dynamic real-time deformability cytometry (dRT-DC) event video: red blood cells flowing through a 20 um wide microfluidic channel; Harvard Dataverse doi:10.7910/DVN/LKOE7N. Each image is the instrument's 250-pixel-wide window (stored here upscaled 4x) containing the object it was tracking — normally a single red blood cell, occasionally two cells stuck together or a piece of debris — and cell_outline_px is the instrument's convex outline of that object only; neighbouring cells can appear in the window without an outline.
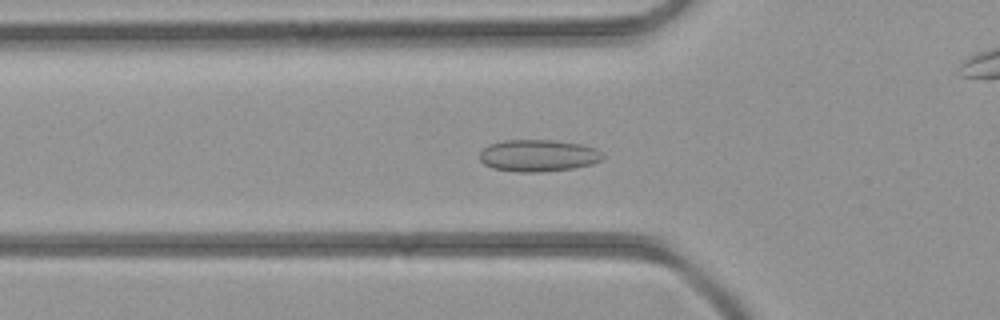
{"species": "common noctule bat (a hibernating species)", "species_latin": "Nyctalus noctula", "temperature_condition": "room temperature", "stored_images_in_passage": 43, "camera_frame_rate_fps": 3000, "um_per_image_px": 0.085, "animal": {"sex": "female", "body_mass_g": 21.9}, "frame": {"image": 1, "passage_image": 13, "time_ms": 4.0, "image_size_px": [1000, 320], "cell_outline_px": [[604, 156], [600, 160], [592, 164], [572, 168], [540, 172], [520, 172], [492, 168], [484, 164], [480, 160], [480, 152], [488, 144], [504, 140], [552, 140], [580, 144], [596, 148]], "centroid_in_image_um": [45.72, 13.22], "position_along_channel_um": 80.1, "area_um2": 22.83}}
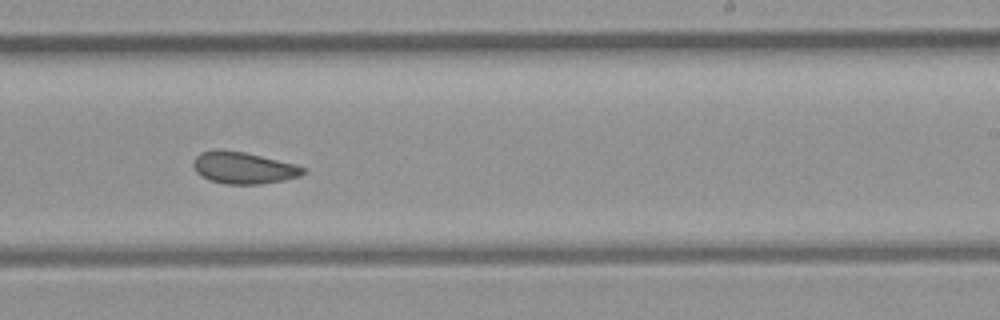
{"frame": {"image": 2, "passage_image": 25, "time_ms": 8.0, "image_size_px": [1000, 320], "cell_outline_px": [[304, 172], [300, 176], [284, 180], [260, 184], [224, 184], [208, 180], [200, 176], [196, 172], [192, 164], [196, 156], [200, 152], [220, 148], [244, 152], [296, 164], [304, 168]], "centroid_in_image_um": [20.64, 14.26], "position_along_channel_um": 268.4, "area_um2": 20.52}}
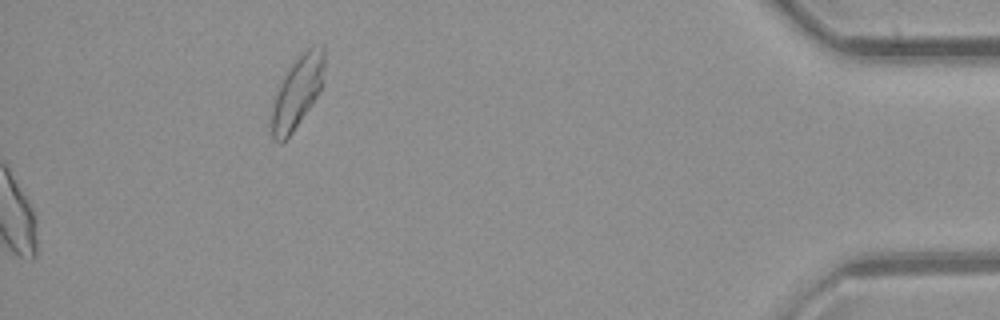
{"frame": {"image": 3, "passage_image": 43, "time_ms": 14.0, "image_size_px": [1000, 320], "cell_outline_px": [[324, 68], [320, 92], [292, 132], [280, 144], [272, 140], [272, 104], [276, 92], [284, 72], [296, 56], [300, 52], [308, 48], [324, 44]], "centroid_in_image_um": [25.25, 7.77], "position_along_channel_um": 409.9, "area_um2": 22.25}}